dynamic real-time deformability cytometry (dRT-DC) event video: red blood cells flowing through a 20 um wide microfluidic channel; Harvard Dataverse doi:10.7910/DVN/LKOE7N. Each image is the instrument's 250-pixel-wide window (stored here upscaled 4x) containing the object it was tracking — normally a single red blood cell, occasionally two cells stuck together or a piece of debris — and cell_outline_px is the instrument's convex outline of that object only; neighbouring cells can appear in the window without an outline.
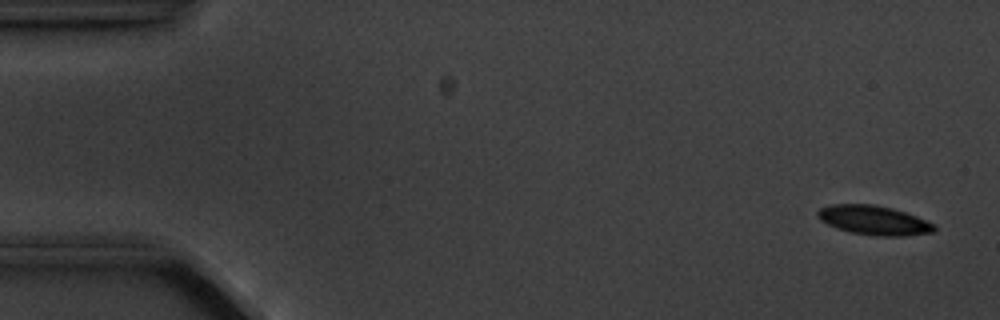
{"species": "common noctule bat (a hibernating species)", "species_latin": "Nyctalus noctula", "temperature_condition": "cold", "stored_images_in_passage": 5, "camera_frame_rate_fps": 3000, "um_per_image_px": 0.085, "animal": {"sex": "male", "body_mass_g": 20.1, "forearm_length_mm": 53.5}, "frame": {"image": 1, "passage_image": 1, "time_ms": 0.0, "image_size_px": [1000, 320], "cell_outline_px": [[936, 228], [932, 232], [904, 236], [876, 236], [852, 232], [836, 228], [820, 220], [816, 216], [816, 212], [820, 208], [832, 204], [872, 204], [892, 208], [916, 216], [932, 224]], "centroid_in_image_um": [74.22, 18.71], "position_along_channel_um": 10.8, "area_um2": 19.71}}
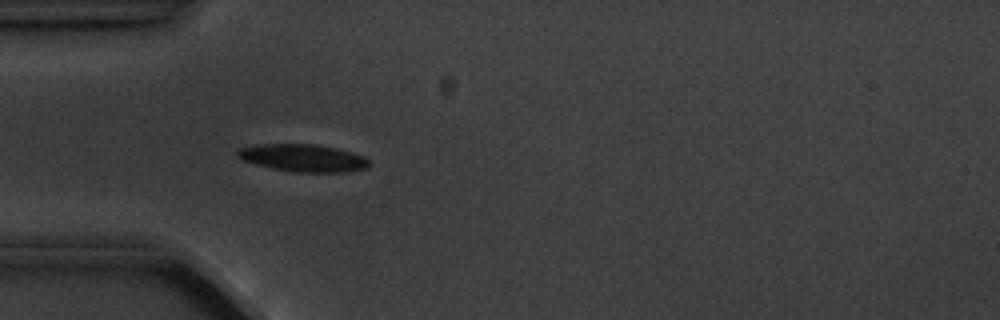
{"frame": {"image": 2, "passage_image": 5, "time_ms": 4.667, "image_size_px": [1000, 320], "cell_outline_px": [[368, 164], [364, 168], [344, 172], [300, 172], [272, 168], [240, 160], [236, 156], [236, 152], [240, 148], [256, 144], [312, 144], [336, 148], [352, 152], [364, 156], [368, 160]], "centroid_in_image_um": [25.7, 13.41], "position_along_channel_um": 59.3, "area_um2": 20.87}}